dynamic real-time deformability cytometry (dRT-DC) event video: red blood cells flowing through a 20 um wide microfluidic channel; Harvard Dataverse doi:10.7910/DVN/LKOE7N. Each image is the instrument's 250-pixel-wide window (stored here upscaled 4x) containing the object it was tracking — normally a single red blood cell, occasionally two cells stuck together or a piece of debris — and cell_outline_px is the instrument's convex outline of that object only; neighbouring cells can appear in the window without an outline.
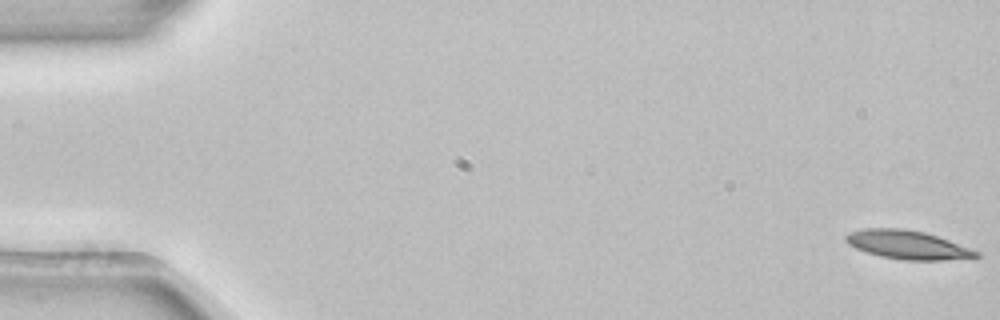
{"species": "common noctule bat (a hibernating species)", "species_latin": "Nyctalus noctula", "temperature_condition": "room temperature", "stored_images_in_passage": 54, "camera_frame_rate_fps": 3000, "um_per_image_px": 0.085, "animal": {"sex": "female", "body_mass_g": 22.7, "forearm_length_mm": 54.2}, "frame": {"image": 1, "passage_image": 1, "time_ms": 0.0, "image_size_px": [1000, 320], "cell_outline_px": [[980, 256], [976, 260], [904, 260], [880, 256], [856, 248], [848, 244], [844, 240], [844, 236], [848, 232], [864, 228], [900, 228], [924, 232], [948, 240], [980, 252]], "centroid_in_image_um": [77.19, 20.82], "position_along_channel_um": 7.8, "area_um2": 22.02}}
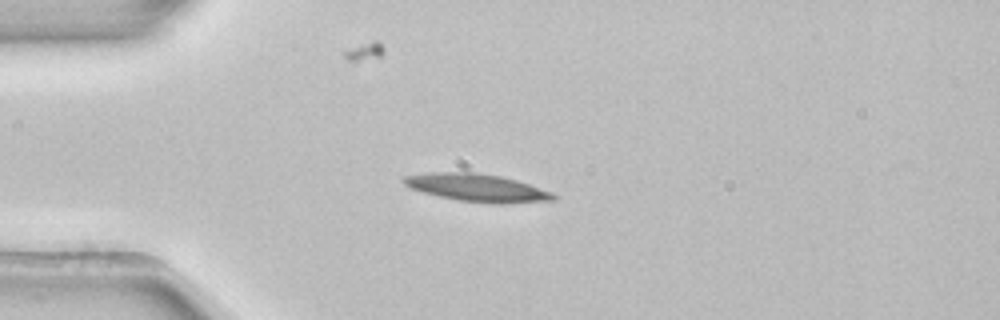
{"frame": {"image": 2, "passage_image": 14, "time_ms": 4.333, "image_size_px": [1000, 320], "cell_outline_px": [[560, 196], [556, 200], [504, 204], [492, 204], [456, 200], [424, 192], [412, 188], [404, 184], [400, 180], [404, 176], [432, 172], [476, 172], [500, 176], [516, 180], [552, 192]], "centroid_in_image_um": [40.59, 15.97], "position_along_channel_um": 44.4, "area_um2": 24.28}}
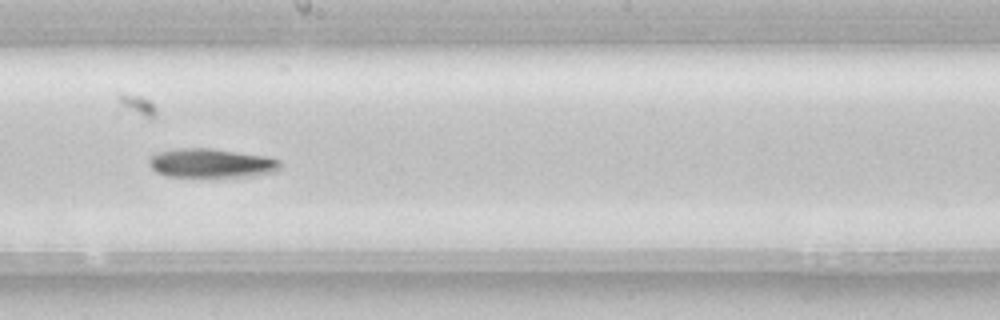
{"frame": {"image": 3, "passage_image": 30, "time_ms": 9.667, "image_size_px": [1000, 320], "cell_outline_px": [[280, 168], [276, 172], [256, 176], [168, 176], [156, 172], [148, 164], [148, 160], [156, 152], [176, 148], [212, 148], [268, 156], [280, 160]], "centroid_in_image_um": [17.98, 13.85], "position_along_channel_um": 230.2, "area_um2": 22.37}}